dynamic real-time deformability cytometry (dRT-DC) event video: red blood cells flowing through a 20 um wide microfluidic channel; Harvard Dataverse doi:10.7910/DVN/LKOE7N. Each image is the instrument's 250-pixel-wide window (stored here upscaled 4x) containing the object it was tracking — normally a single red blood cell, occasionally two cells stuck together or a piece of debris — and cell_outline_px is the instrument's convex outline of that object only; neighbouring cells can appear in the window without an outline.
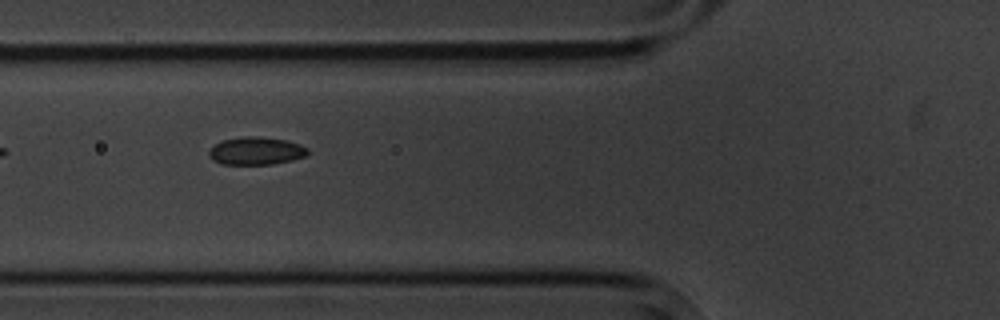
{"species": "common noctule bat (a hibernating species)", "species_latin": "Nyctalus noctula", "temperature_condition": "cold", "stored_images_in_passage": 11, "camera_frame_rate_fps": 3000, "um_per_image_px": 0.085, "animal": {"sex": "male", "body_mass_g": 20.1, "forearm_length_mm": 53.5}, "frame": {"image": 1, "passage_image": 7, "time_ms": 7.667, "image_size_px": [1000, 320], "cell_outline_px": [[308, 156], [292, 160], [272, 164], [220, 164], [212, 160], [208, 156], [208, 152], [216, 144], [224, 140], [244, 136], [256, 136], [288, 140], [300, 144], [308, 148]], "centroid_in_image_um": [21.79, 12.83], "position_along_channel_um": 104.0, "area_um2": 16.07}}
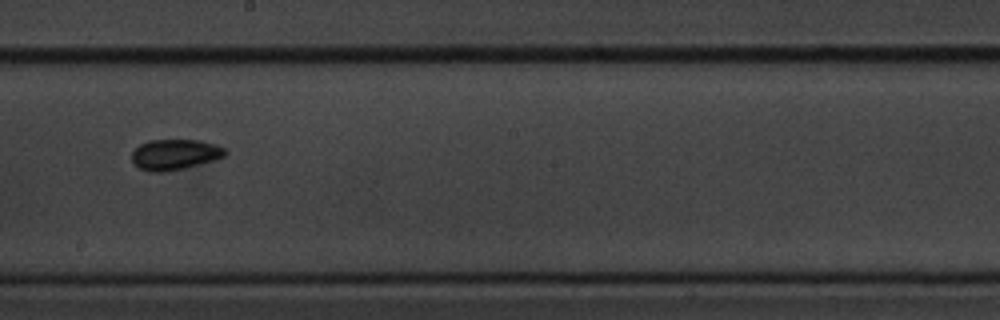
{"frame": {"image": 2, "passage_image": 10, "time_ms": 11.333, "image_size_px": [1000, 320], "cell_outline_px": [[228, 152], [224, 156], [212, 160], [184, 168], [168, 172], [152, 172], [140, 168], [132, 160], [132, 152], [140, 144], [148, 140], [200, 140], [216, 144], [224, 148]], "centroid_in_image_um": [14.86, 13.12], "position_along_channel_um": 233.3, "area_um2": 16.53}}
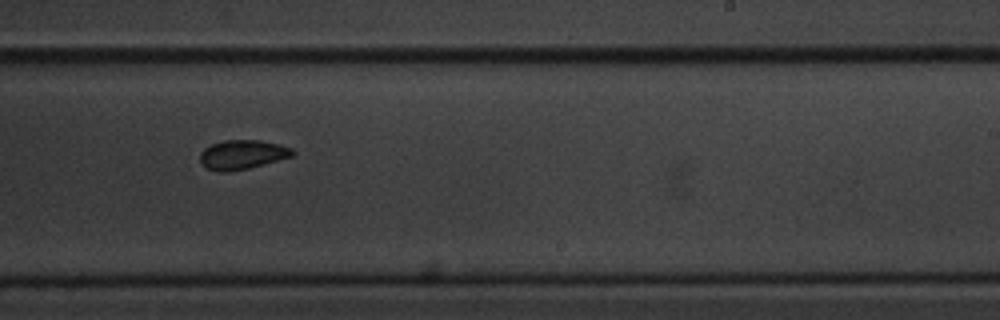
{"frame": {"image": 3, "passage_image": 11, "time_ms": 12.333, "image_size_px": [1000, 320], "cell_outline_px": [[296, 152], [292, 156], [248, 168], [228, 172], [220, 172], [208, 168], [200, 164], [200, 152], [204, 148], [212, 144], [224, 140], [260, 140], [280, 144], [292, 148]], "centroid_in_image_um": [20.58, 13.13], "position_along_channel_um": 268.4, "area_um2": 15.78}}